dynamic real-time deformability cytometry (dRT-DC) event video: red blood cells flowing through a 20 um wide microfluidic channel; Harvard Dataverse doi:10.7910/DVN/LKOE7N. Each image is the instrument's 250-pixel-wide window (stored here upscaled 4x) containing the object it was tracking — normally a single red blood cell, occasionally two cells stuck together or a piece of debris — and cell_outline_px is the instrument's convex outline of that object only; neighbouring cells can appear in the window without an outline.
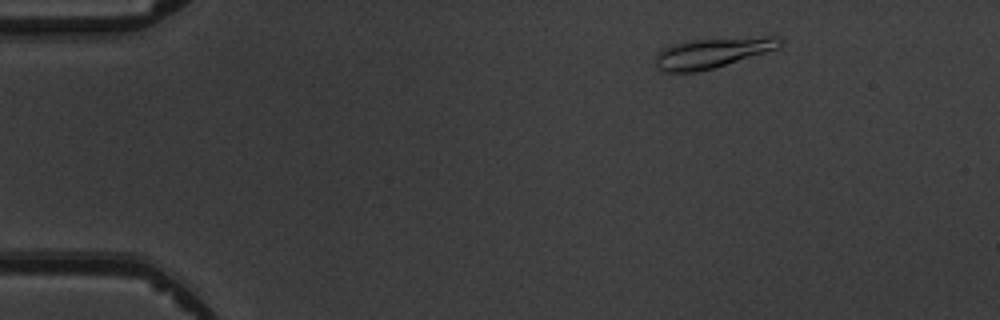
{"species": "common noctule bat (a hibernating species)", "species_latin": "Nyctalus noctula", "temperature_condition": "warm", "stored_images_in_passage": 3, "camera_frame_rate_fps": 3000, "um_per_image_px": 0.085, "animal": {"sex": "male", "body_mass_g": 19.5, "forearm_length_mm": 54.6}, "frame": {"image": 1, "passage_image": 1, "time_ms": 0.0, "image_size_px": [1000, 320], "cell_outline_px": [[784, 44], [776, 48], [764, 52], [712, 68], [696, 72], [660, 72], [656, 68], [656, 52], [668, 44], [692, 40], [764, 36], [780, 36], [784, 40]], "centroid_in_image_um": [60.49, 4.48], "position_along_channel_um": 24.5, "area_um2": 21.91}}